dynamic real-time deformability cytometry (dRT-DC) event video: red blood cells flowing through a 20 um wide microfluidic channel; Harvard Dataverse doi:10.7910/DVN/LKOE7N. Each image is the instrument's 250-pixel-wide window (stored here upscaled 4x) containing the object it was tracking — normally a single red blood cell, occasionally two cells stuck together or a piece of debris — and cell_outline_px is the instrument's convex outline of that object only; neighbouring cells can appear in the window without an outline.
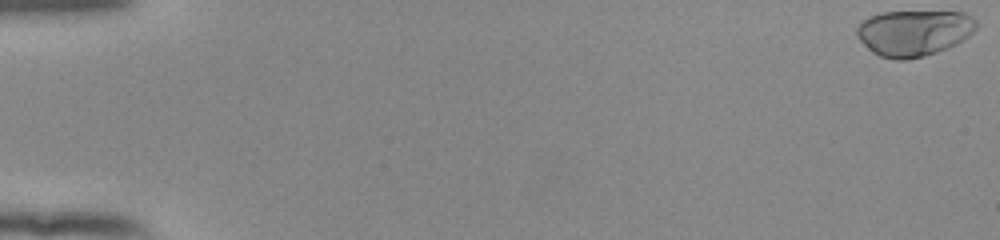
{"species": "human", "species_latin": "Homo sapiens", "temperature_condition": "room temperature", "stored_images_in_passage": 54, "camera_frame_rate_fps": 3000, "um_per_image_px": 0.085, "donor": {"sex": "female"}, "frame": {"image": 1, "passage_image": 1, "time_ms": 0.0, "image_size_px": [1000, 240], "cell_outline_px": [[976, 28], [968, 36], [956, 44], [948, 48], [924, 56], [904, 60], [896, 60], [880, 56], [872, 52], [860, 40], [856, 32], [856, 28], [868, 16], [880, 12], [964, 12], [972, 16], [976, 20]], "centroid_in_image_um": [77.68, 2.79], "position_along_channel_um": 7.3, "area_um2": 31.96}}
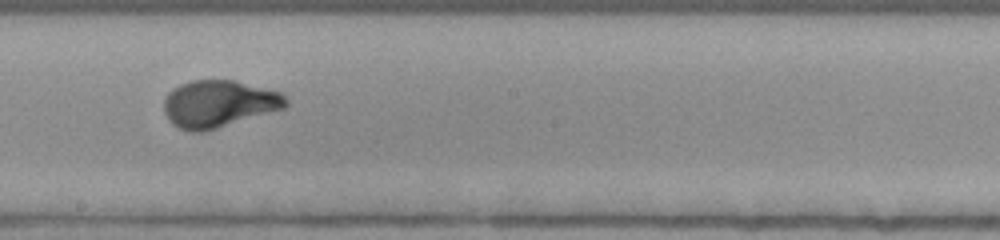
{"frame": {"image": 2, "passage_image": 32, "time_ms": 10.333, "image_size_px": [1000, 240], "cell_outline_px": [[288, 104], [284, 108], [204, 132], [188, 132], [176, 128], [168, 120], [164, 112], [164, 96], [172, 88], [180, 84], [192, 80], [236, 80], [280, 92], [288, 100]], "centroid_in_image_um": [18.54, 8.83], "position_along_channel_um": 229.7, "area_um2": 33.76}}
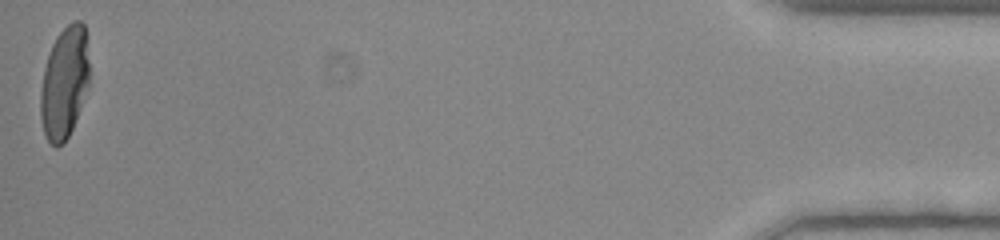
{"frame": {"image": 3, "passage_image": 54, "time_ms": 17.667, "image_size_px": [1000, 240], "cell_outline_px": [[88, 84], [80, 108], [72, 128], [68, 136], [56, 148], [48, 140], [44, 132], [40, 120], [40, 92], [44, 68], [52, 44], [56, 36], [72, 20], [80, 20], [84, 24], [88, 60]], "centroid_in_image_um": [5.45, 7.01], "position_along_channel_um": 429.8, "area_um2": 31.44}, "authors_computed_cell_mechanics": {"area_um2": 31.8767, "velocity_mm_per_s": 3.9099, "shape_relaxation_time_tau1_ms": 2.9441, "shape_relaxation_time_tau2_ms": null, "deformation_change_tau1": 0.1676, "deformation_change_tau2": null}}